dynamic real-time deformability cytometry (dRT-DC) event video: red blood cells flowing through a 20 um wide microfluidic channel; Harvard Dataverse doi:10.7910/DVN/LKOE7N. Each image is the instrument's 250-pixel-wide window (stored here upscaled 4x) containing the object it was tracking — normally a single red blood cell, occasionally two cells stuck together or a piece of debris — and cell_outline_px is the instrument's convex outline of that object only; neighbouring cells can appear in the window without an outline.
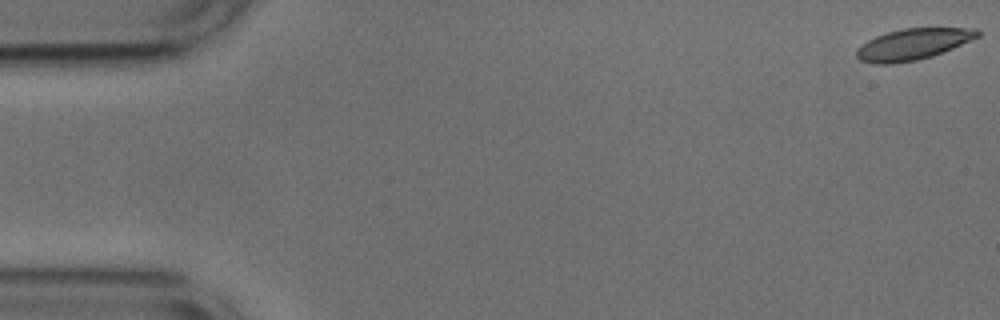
{"species": "common noctule bat (a hibernating species)", "species_latin": "Nyctalus noctula", "temperature_condition": "cold", "stored_images_in_passage": 17, "camera_frame_rate_fps": 3000, "um_per_image_px": 0.085, "animal": {"sex": "male", "body_mass_g": 17.9, "forearm_length_mm": 54.2}, "frame": {"image": 1, "passage_image": 1, "time_ms": 0.0, "image_size_px": [1000, 320], "cell_outline_px": [[980, 36], [952, 48], [932, 56], [916, 60], [892, 64], [872, 64], [860, 60], [856, 56], [856, 48], [860, 44], [876, 36], [888, 32], [904, 28], [980, 28]], "centroid_in_image_um": [77.58, 3.76], "position_along_channel_um": 7.4, "area_um2": 22.02}}
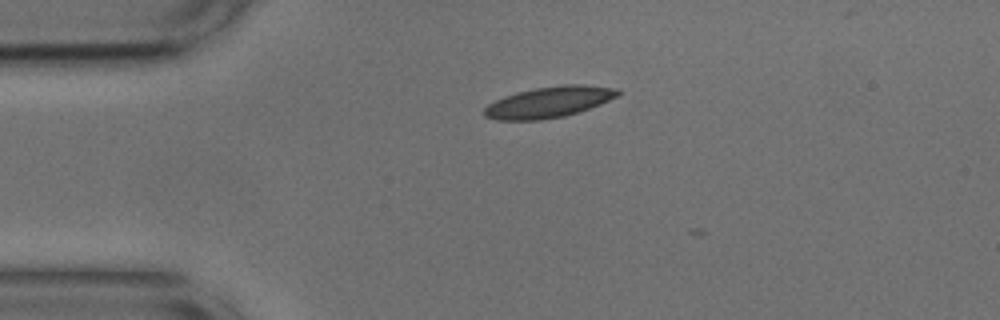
{"frame": {"image": 2, "passage_image": 12, "time_ms": 3.667, "image_size_px": [1000, 320], "cell_outline_px": [[624, 92], [620, 96], [600, 104], [564, 116], [540, 120], [496, 120], [484, 116], [484, 108], [488, 104], [504, 96], [516, 92], [536, 88], [564, 84], [580, 84], [620, 88]], "centroid_in_image_um": [46.71, 8.66], "position_along_channel_um": 38.3, "area_um2": 24.28}}